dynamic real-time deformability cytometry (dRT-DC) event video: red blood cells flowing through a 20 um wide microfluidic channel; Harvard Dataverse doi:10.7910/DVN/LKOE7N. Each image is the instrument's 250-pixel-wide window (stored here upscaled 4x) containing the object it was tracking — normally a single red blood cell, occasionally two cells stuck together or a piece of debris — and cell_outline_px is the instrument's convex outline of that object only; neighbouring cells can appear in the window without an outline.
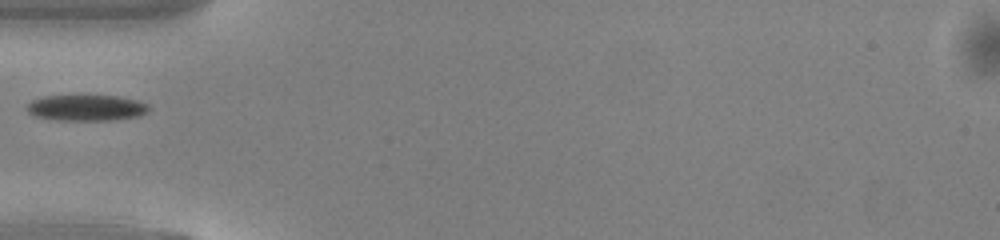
{"species": "common noctule bat (a hibernating species)", "species_latin": "Nyctalus noctula", "temperature_condition": "warm", "stored_images_in_passage": 34, "camera_frame_rate_fps": 3000, "um_per_image_px": 0.085, "animal": {"sex": "male", "body_mass_g": 13.0, "forearm_length_mm": 53.1}, "frame": {"image": 1, "passage_image": 1, "time_ms": 0.0, "image_size_px": [1000, 240], "cell_outline_px": [[148, 112], [140, 116], [108, 120], [56, 120], [36, 116], [28, 112], [28, 104], [32, 100], [44, 96], [120, 96], [136, 100], [148, 104]], "centroid_in_image_um": [7.36, 9.16], "position_along_channel_um": 77.6, "area_um2": 18.26}}
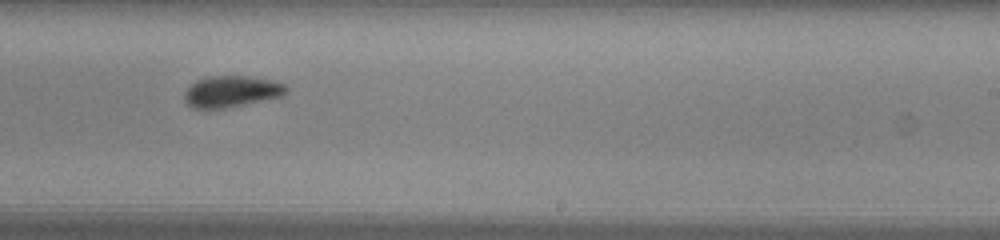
{"frame": {"image": 2, "passage_image": 15, "time_ms": 4.667, "image_size_px": [1000, 240], "cell_outline_px": [[288, 88], [280, 96], [224, 108], [196, 108], [188, 104], [184, 100], [184, 92], [196, 80], [208, 76], [248, 76], [268, 80], [284, 84]], "centroid_in_image_um": [19.61, 7.76], "position_along_channel_um": 269.4, "area_um2": 18.09}}
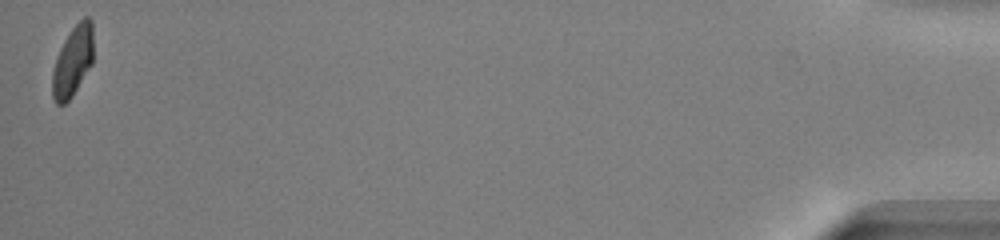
{"frame": {"image": 3, "passage_image": 34, "time_ms": 11.0, "image_size_px": [1000, 240], "cell_outline_px": [[92, 64], [72, 96], [64, 104], [56, 104], [52, 96], [52, 72], [56, 56], [64, 40], [72, 28], [84, 16], [88, 16], [92, 20]], "centroid_in_image_um": [6.17, 5.2], "position_along_channel_um": 429.0, "area_um2": 16.76}}